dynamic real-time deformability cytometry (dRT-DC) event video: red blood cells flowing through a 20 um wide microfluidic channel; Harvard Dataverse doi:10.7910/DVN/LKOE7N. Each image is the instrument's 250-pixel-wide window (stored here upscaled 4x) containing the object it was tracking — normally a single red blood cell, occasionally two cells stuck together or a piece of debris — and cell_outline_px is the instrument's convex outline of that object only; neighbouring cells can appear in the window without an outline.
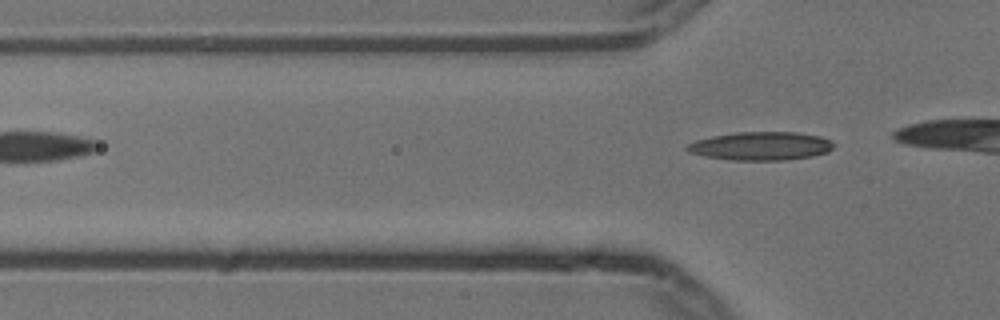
{"species": "common noctule bat (a hibernating species)", "species_latin": "Nyctalus noctula", "temperature_condition": "cold", "stored_images_in_passage": 4, "camera_frame_rate_fps": 3000, "um_per_image_px": 0.085, "animal": {"sex": "male", "body_mass_g": 13.3}, "frame": {"image": 1, "passage_image": 4, "time_ms": 1.0, "image_size_px": [1000, 320], "cell_outline_px": [[832, 148], [828, 152], [812, 156], [784, 160], [732, 160], [704, 156], [688, 152], [684, 148], [688, 144], [696, 140], [712, 136], [736, 132], [796, 132], [820, 136], [832, 140]], "centroid_in_image_um": [64.66, 12.41], "position_along_channel_um": 61.1, "area_um2": 24.28}}